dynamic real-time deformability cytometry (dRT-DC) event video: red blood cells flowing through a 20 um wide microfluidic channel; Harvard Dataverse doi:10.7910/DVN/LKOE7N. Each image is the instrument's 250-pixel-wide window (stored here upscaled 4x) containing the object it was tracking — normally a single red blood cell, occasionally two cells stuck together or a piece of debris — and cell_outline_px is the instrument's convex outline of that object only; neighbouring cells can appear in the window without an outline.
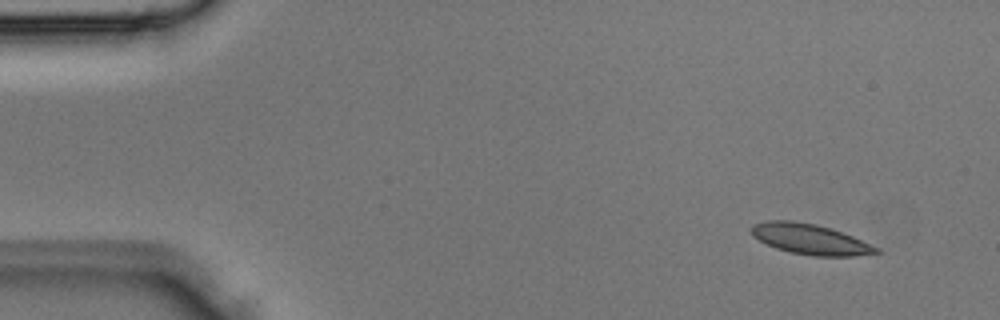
{"species": "Egyptian fruit bat (a non-hibernating species)", "species_latin": "Rousettus aegyptiacus", "temperature_condition": "room temperature", "stored_images_in_passage": 2, "camera_frame_rate_fps": 3000, "um_per_image_px": 0.085, "animal": {"sex": "male"}, "frame": {"image": 1, "passage_image": 2, "time_ms": 0.333, "image_size_px": [1000, 320], "cell_outline_px": [[880, 252], [852, 256], [812, 256], [792, 252], [776, 248], [752, 236], [748, 228], [752, 224], [768, 220], [792, 220], [816, 224], [832, 228], [852, 236], [880, 248]], "centroid_in_image_um": [68.82, 20.31], "position_along_channel_um": 16.2, "area_um2": 22.2}}